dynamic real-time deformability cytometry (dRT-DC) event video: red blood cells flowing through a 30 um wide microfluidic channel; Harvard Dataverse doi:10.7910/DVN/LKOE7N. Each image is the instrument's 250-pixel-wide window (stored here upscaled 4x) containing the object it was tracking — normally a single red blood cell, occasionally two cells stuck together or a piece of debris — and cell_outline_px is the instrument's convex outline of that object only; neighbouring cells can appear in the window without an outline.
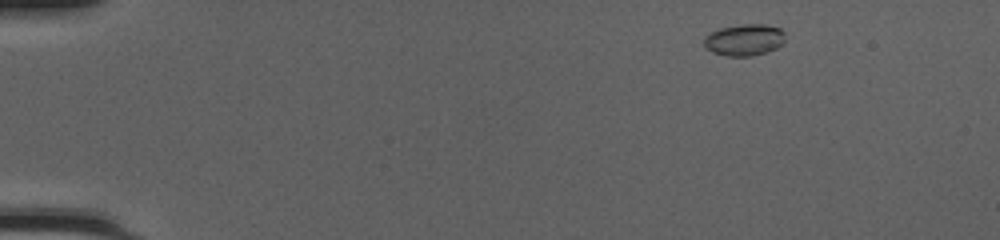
{"species": "common noctule bat (a hibernating species)", "species_latin": "Nyctalus noctula", "temperature_condition": "cold", "stored_images_in_passage": 45, "camera_frame_rate_fps": 3000, "um_per_image_px": 0.085, "animal": {"sex": "female", "body_mass_g": 20.0, "forearm_length_mm": 54.0}, "frame": {"image": 1, "passage_image": 2, "time_ms": 0.333, "image_size_px": [1000, 240], "cell_outline_px": [[784, 40], [776, 48], [752, 56], [724, 56], [712, 52], [704, 48], [704, 36], [720, 28], [744, 24], [764, 24], [780, 28], [784, 32]], "centroid_in_image_um": [63.23, 3.39], "position_along_channel_um": 21.8, "area_um2": 14.91}}
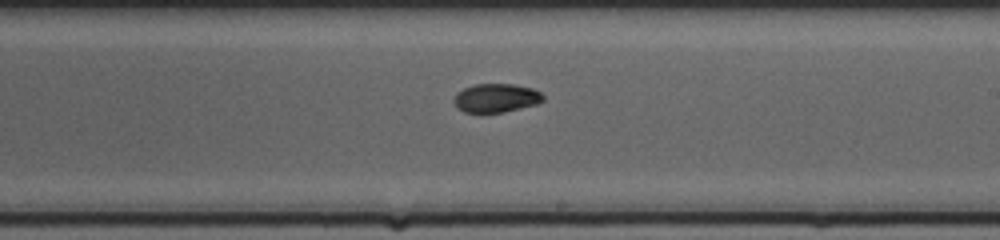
{"frame": {"image": 2, "passage_image": 26, "time_ms": 8.333, "image_size_px": [1000, 240], "cell_outline_px": [[544, 100], [536, 104], [504, 112], [480, 116], [464, 112], [456, 108], [452, 100], [456, 92], [464, 88], [476, 84], [512, 84], [532, 88], [540, 92], [544, 96]], "centroid_in_image_um": [42.09, 8.37], "position_along_channel_um": 246.9, "area_um2": 15.55}}
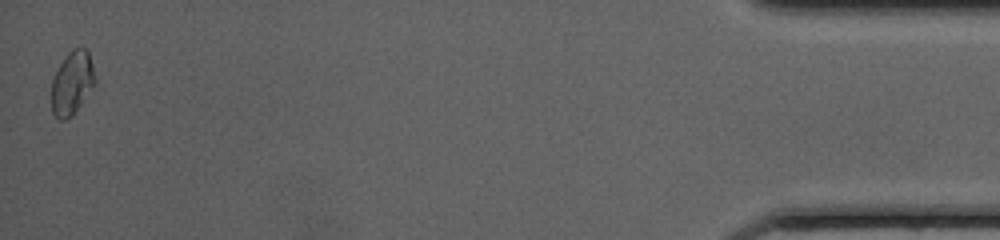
{"frame": {"image": 3, "passage_image": 45, "time_ms": 14.667, "image_size_px": [1000, 240], "cell_outline_px": [[96, 84], [72, 116], [64, 120], [60, 120], [52, 112], [52, 80], [60, 64], [68, 52], [72, 48], [84, 48], [88, 52], [96, 76]], "centroid_in_image_um": [6.15, 7.06], "position_along_channel_um": 429.1, "area_um2": 16.07}, "authors_computed_cell_mechanics": {"area_um2": 15.2592, "velocity_mm_per_s": 4.2266, "shape_relaxation_time_tau1_ms": 3.5739, "shape_relaxation_time_tau2_ms": 3.9693, "deformation_change_tau1": 0.1298, "deformation_change_tau2": 0.0483}}